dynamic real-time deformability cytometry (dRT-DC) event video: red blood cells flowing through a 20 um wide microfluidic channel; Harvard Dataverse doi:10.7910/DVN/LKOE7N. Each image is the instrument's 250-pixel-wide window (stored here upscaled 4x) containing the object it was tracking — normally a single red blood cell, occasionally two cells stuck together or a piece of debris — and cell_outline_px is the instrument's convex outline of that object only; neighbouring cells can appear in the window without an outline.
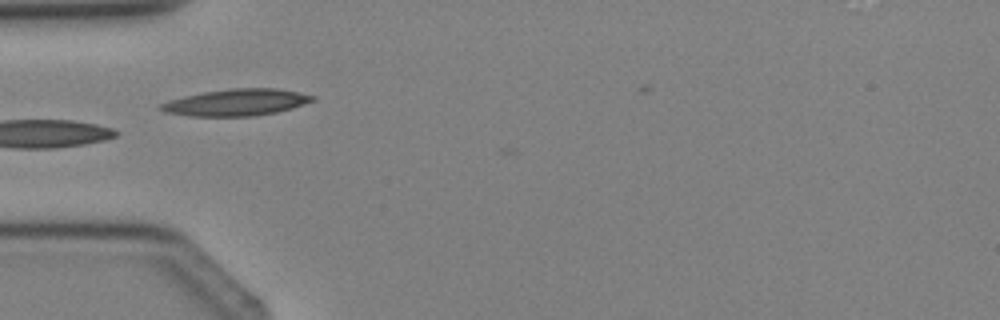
{"species": "Egyptian fruit bat (a non-hibernating species)", "species_latin": "Rousettus aegyptiacus", "temperature_condition": "cold", "stored_images_in_passage": 1, "camera_frame_rate_fps": 3000, "um_per_image_px": 0.085, "animal": {"sex": "female"}, "frame": {"image": 1, "passage_image": 1, "time_ms": 0.0, "image_size_px": [1000, 320], "cell_outline_px": [[316, 100], [292, 108], [276, 112], [252, 116], [188, 116], [164, 112], [156, 108], [160, 104], [168, 100], [184, 96], [204, 92], [232, 88], [276, 88], [316, 96]], "centroid_in_image_um": [20.05, 8.71], "position_along_channel_um": 64.9, "area_um2": 23.64}}